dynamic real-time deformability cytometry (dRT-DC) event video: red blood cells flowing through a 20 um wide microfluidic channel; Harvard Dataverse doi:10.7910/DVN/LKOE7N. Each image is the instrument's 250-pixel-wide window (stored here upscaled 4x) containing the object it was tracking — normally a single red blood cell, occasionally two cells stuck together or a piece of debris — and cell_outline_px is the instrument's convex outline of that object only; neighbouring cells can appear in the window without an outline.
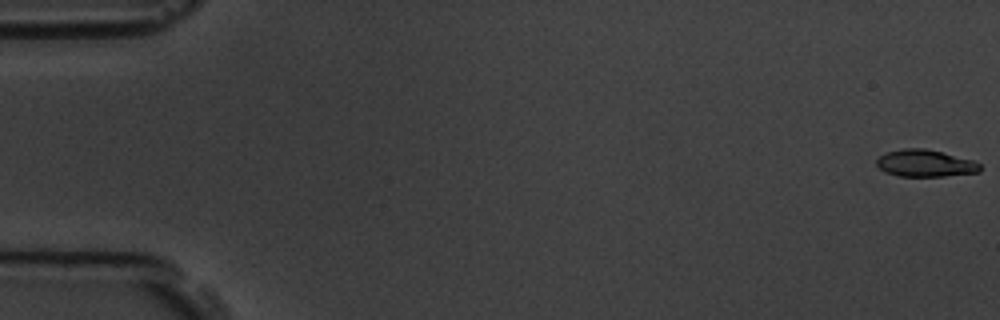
{"species": "common noctule bat (a hibernating species)", "species_latin": "Nyctalus noctula", "temperature_condition": "room temperature", "stored_images_in_passage": 5, "camera_frame_rate_fps": 3000, "um_per_image_px": 0.085, "animal": {"sex": "male", "body_mass_g": 19.5, "forearm_length_mm": 54.6}, "frame": {"image": 1, "passage_image": 1, "time_ms": 0.0, "image_size_px": [1000, 320], "cell_outline_px": [[980, 172], [944, 176], [900, 176], [884, 172], [876, 164], [876, 160], [884, 152], [904, 148], [924, 148], [972, 160], [980, 164]], "centroid_in_image_um": [78.6, 13.88], "position_along_channel_um": 6.4, "area_um2": 16.18}}
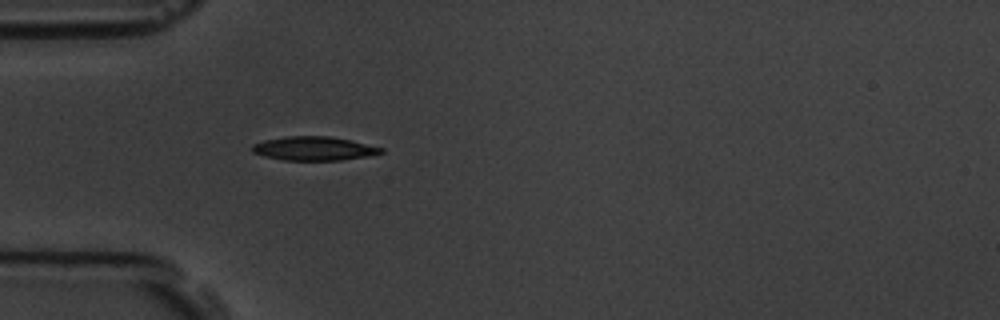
{"frame": {"image": 2, "passage_image": 5, "time_ms": 5.333, "image_size_px": [1000, 320], "cell_outline_px": [[384, 152], [368, 156], [340, 160], [284, 160], [264, 156], [252, 152], [252, 144], [264, 140], [288, 136], [328, 136], [352, 140], [384, 148]], "centroid_in_image_um": [26.69, 12.62], "position_along_channel_um": 58.3, "area_um2": 17.92}}